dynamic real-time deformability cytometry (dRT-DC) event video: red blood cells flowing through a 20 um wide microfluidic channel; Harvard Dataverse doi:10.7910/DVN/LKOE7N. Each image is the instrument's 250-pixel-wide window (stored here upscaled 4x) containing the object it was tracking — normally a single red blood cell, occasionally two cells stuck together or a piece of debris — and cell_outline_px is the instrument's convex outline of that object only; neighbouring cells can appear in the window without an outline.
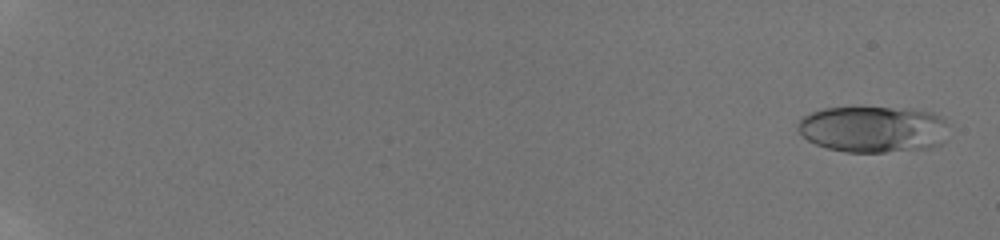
{"species": "human", "species_latin": "Homo sapiens", "temperature_condition": "room temperature", "stored_images_in_passage": 21, "camera_frame_rate_fps": 3000, "um_per_image_px": 0.085, "donor": {"sex": "male"}, "frame": {"image": 1, "passage_image": 2, "time_ms": 0.667, "image_size_px": [1000, 240], "cell_outline_px": [[948, 124], [944, 144], [932, 148], [884, 152], [844, 152], [828, 148], [816, 144], [808, 140], [796, 128], [796, 124], [804, 116], [812, 112], [824, 108], [912, 108], [932, 112], [940, 116]], "centroid_in_image_um": [74.27, 10.99], "position_along_channel_um": 10.7, "area_um2": 41.15}}
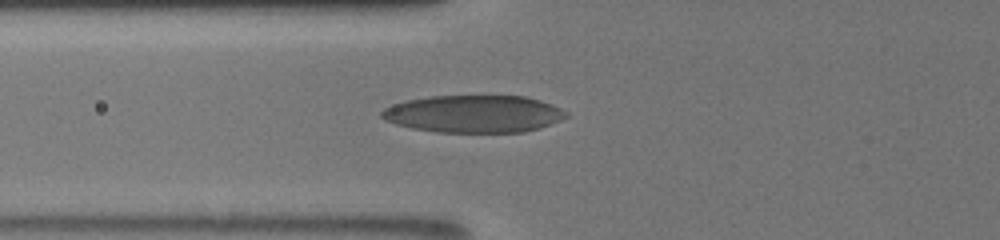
{"frame": {"image": 2, "passage_image": 13, "time_ms": 8.333, "image_size_px": [1000, 240], "cell_outline_px": [[568, 116], [560, 120], [540, 128], [524, 132], [436, 132], [412, 128], [396, 124], [384, 120], [380, 116], [380, 112], [384, 108], [392, 104], [408, 100], [432, 96], [528, 96], [552, 104], [568, 112]], "centroid_in_image_um": [40.27, 9.68], "position_along_channel_um": 85.5, "area_um2": 40.29}}
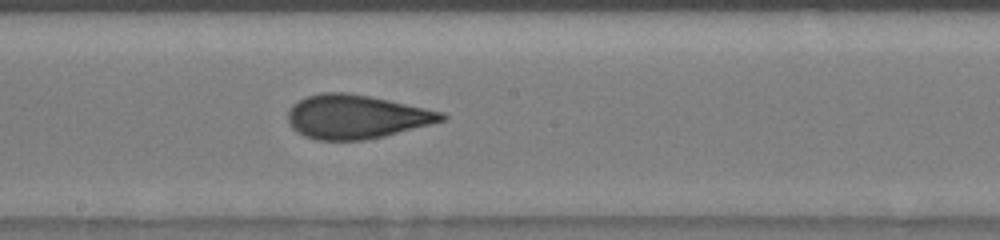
{"frame": {"image": 3, "passage_image": 21, "time_ms": 11.667, "image_size_px": [1000, 240], "cell_outline_px": [[448, 116], [444, 120], [384, 136], [364, 140], [316, 140], [304, 136], [296, 132], [288, 124], [288, 112], [292, 104], [308, 96], [324, 92], [344, 92], [368, 96], [388, 100], [444, 112]], "centroid_in_image_um": [30.24, 9.93], "position_along_channel_um": 218.0, "area_um2": 39.02}}